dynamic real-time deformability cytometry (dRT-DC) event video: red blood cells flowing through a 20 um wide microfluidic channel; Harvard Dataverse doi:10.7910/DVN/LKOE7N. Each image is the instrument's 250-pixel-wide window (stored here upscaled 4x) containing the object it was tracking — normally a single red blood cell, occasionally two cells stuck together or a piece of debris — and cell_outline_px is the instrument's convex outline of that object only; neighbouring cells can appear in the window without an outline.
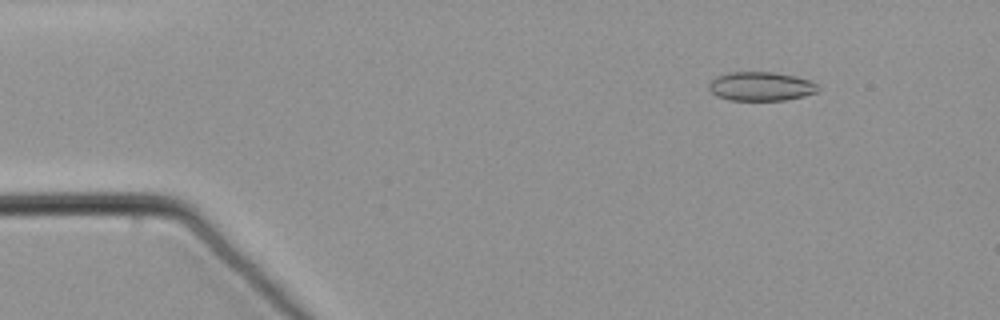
{"species": "common noctule bat (a hibernating species)", "species_latin": "Nyctalus noctula", "temperature_condition": "warm", "stored_images_in_passage": 59, "camera_frame_rate_fps": 3000, "um_per_image_px": 0.085, "animal": {"sex": "male", "body_mass_g": 21.5, "forearm_length_mm": 52.0}, "frame": {"image": 1, "passage_image": 8, "time_ms": 2.333, "image_size_px": [1000, 320], "cell_outline_px": [[820, 88], [816, 92], [804, 96], [784, 100], [728, 100], [716, 96], [708, 88], [708, 84], [716, 76], [728, 72], [776, 72], [796, 76], [812, 80], [820, 84]], "centroid_in_image_um": [64.71, 7.33], "position_along_channel_um": 20.3, "area_um2": 18.73}}
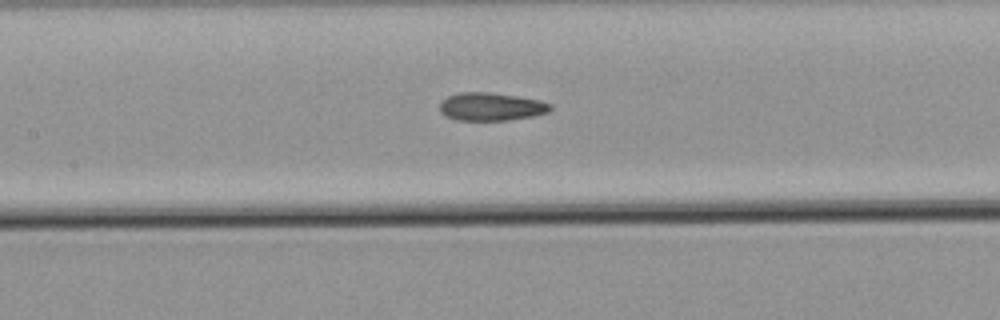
{"frame": {"image": 2, "passage_image": 28, "time_ms": 9.0, "image_size_px": [1000, 320], "cell_outline_px": [[552, 108], [548, 112], [532, 116], [508, 120], [456, 120], [444, 116], [440, 112], [440, 104], [448, 96], [460, 92], [492, 92], [540, 100], [552, 104]], "centroid_in_image_um": [41.74, 9.06], "position_along_channel_um": 165.7, "area_um2": 18.09}}
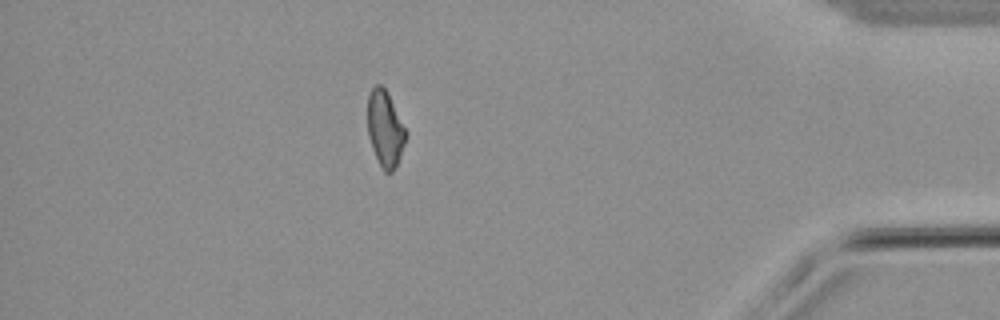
{"frame": {"image": 3, "passage_image": 52, "time_ms": 17.0, "image_size_px": [1000, 320], "cell_outline_px": [[408, 136], [396, 168], [392, 172], [384, 172], [372, 148], [368, 136], [368, 92], [376, 84], [380, 84], [388, 92], [408, 132]], "centroid_in_image_um": [32.76, 10.93], "position_along_channel_um": 402.4, "area_um2": 17.22}}